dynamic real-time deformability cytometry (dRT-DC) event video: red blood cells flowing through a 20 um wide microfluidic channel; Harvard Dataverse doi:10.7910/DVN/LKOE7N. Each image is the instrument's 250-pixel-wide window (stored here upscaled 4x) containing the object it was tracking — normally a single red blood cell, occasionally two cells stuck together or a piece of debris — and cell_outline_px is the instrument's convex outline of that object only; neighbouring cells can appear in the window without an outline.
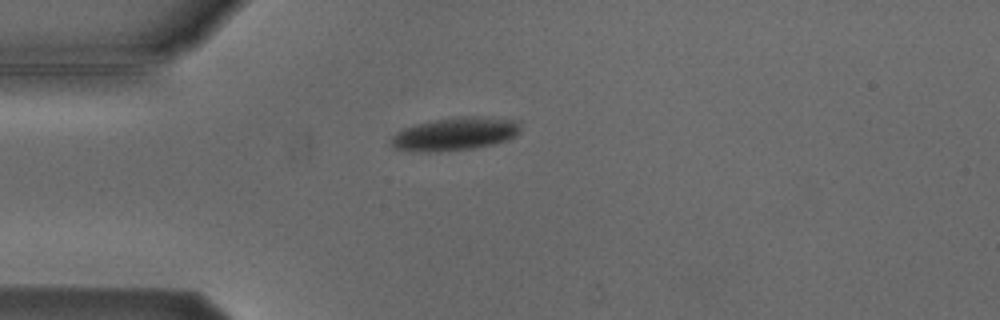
{"species": "Egyptian fruit bat (a non-hibernating species)", "species_latin": "Rousettus aegyptiacus", "temperature_condition": "cold", "stored_images_in_passage": 5, "camera_frame_rate_fps": 3000, "um_per_image_px": 0.085, "animal": {"sex": "male"}, "frame": {"image": 1, "passage_image": 2, "time_ms": 1.333, "image_size_px": [1000, 320], "cell_outline_px": [[520, 132], [516, 136], [508, 140], [476, 148], [440, 152], [412, 152], [392, 148], [388, 144], [392, 136], [396, 132], [404, 128], [416, 124], [436, 120], [460, 116], [468, 116], [520, 120]], "centroid_in_image_um": [38.65, 11.41], "position_along_channel_um": 46.4, "area_um2": 25.32}}
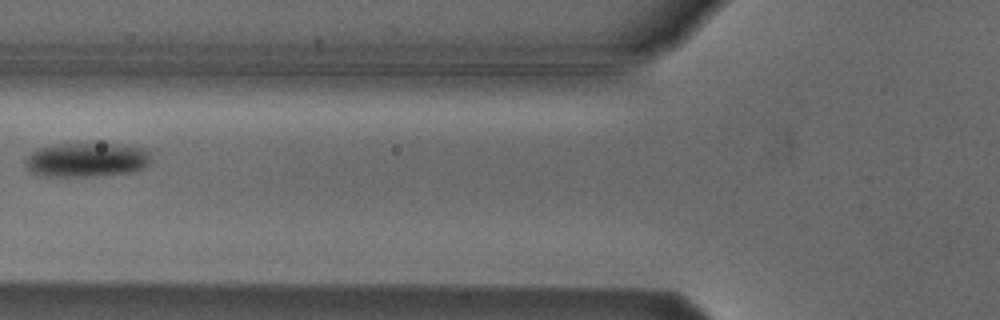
{"frame": {"image": 2, "passage_image": 4, "time_ms": 3.667, "image_size_px": [1000, 320], "cell_outline_px": [[152, 160], [144, 168], [128, 172], [88, 176], [44, 176], [32, 172], [28, 168], [24, 160], [36, 148], [52, 144], [124, 144], [148, 148], [152, 152]], "centroid_in_image_um": [7.42, 13.56], "position_along_channel_um": 118.4, "area_um2": 25.32}}
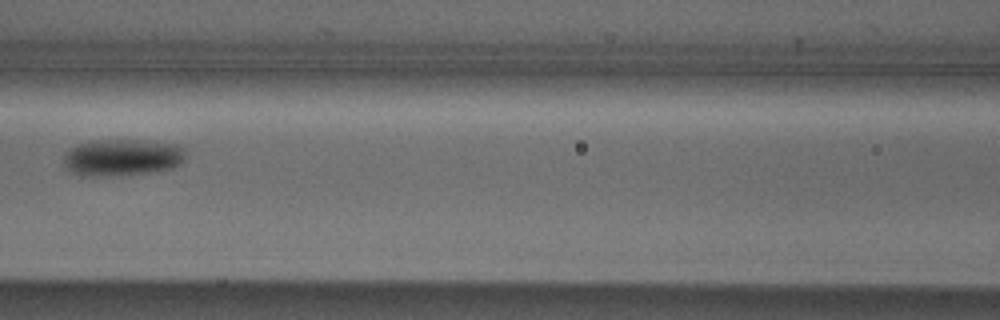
{"frame": {"image": 3, "passage_image": 5, "time_ms": 4.667, "image_size_px": [1000, 320], "cell_outline_px": [[184, 160], [180, 164], [172, 168], [148, 172], [96, 176], [80, 176], [72, 172], [64, 164], [64, 152], [68, 148], [76, 144], [92, 140], [140, 140], [180, 144], [184, 148]], "centroid_in_image_um": [10.36, 13.35], "position_along_channel_um": 156.2, "area_um2": 26.24}}